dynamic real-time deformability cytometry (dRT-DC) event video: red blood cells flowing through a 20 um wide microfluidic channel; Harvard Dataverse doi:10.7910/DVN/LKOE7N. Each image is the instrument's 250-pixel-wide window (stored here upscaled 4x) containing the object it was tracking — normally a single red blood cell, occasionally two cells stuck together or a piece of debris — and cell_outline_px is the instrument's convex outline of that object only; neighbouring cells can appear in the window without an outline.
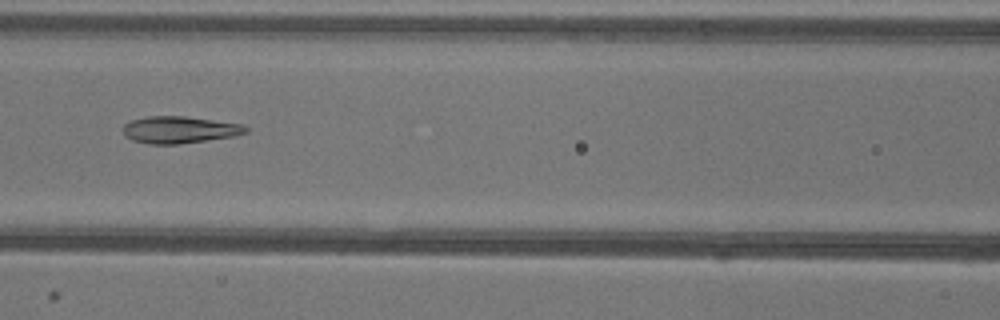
{"species": "common noctule bat (a hibernating species)", "species_latin": "Nyctalus noctula", "temperature_condition": "warm", "stored_images_in_passage": 51, "camera_frame_rate_fps": 3000, "um_per_image_px": 0.085, "animal": {"sex": "female"}, "frame": {"image": 1, "passage_image": 22, "time_ms": 7.0, "image_size_px": [1000, 320], "cell_outline_px": [[248, 132], [236, 136], [180, 144], [148, 144], [132, 140], [124, 136], [124, 124], [132, 120], [148, 116], [184, 116], [244, 124], [248, 128]], "centroid_in_image_um": [15.29, 11.03], "position_along_channel_um": 151.3, "area_um2": 19.42}}
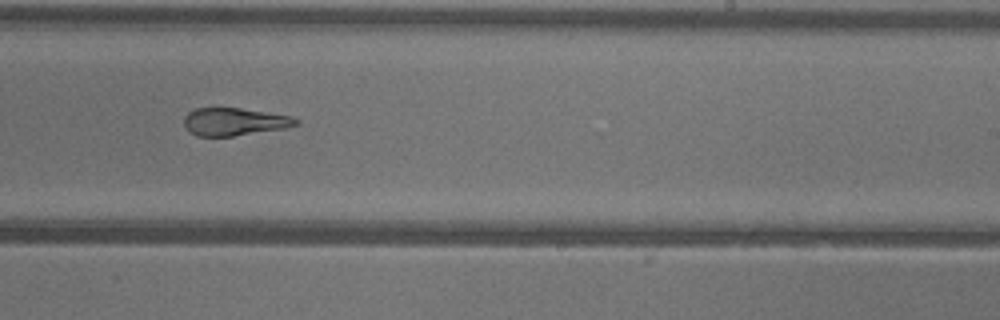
{"frame": {"image": 2, "passage_image": 31, "time_ms": 10.0, "image_size_px": [1000, 320], "cell_outline_px": [[300, 120], [296, 124], [284, 128], [232, 136], [196, 136], [188, 132], [184, 128], [184, 116], [188, 112], [196, 108], [240, 108], [292, 116]], "centroid_in_image_um": [19.86, 10.34], "position_along_channel_um": 269.1, "area_um2": 18.03}}
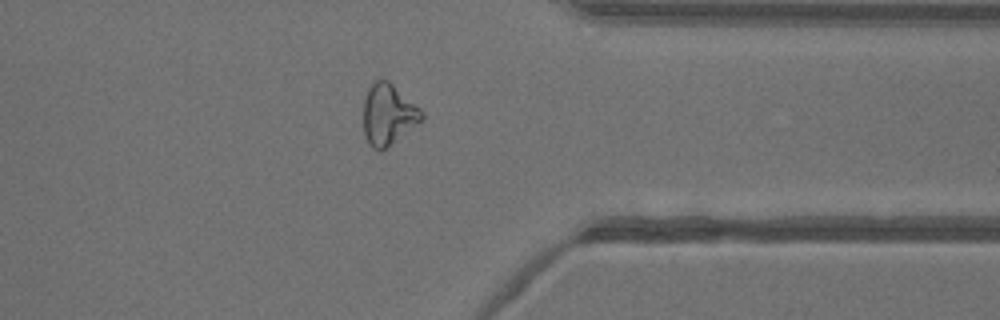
{"frame": {"image": 3, "passage_image": 40, "time_ms": 13.0, "image_size_px": [1000, 320], "cell_outline_px": [[424, 120], [380, 152], [372, 148], [368, 144], [364, 132], [364, 100], [368, 88], [376, 80], [388, 80], [420, 108], [424, 112]], "centroid_in_image_um": [33.01, 9.75], "position_along_channel_um": 378.4, "area_um2": 20.69}, "authors_computed_cell_mechanics": {"area_um2": 21.4438, "velocity_mm_per_s": 3.9333, "shape_relaxation_time_tau1_ms": null, "shape_relaxation_time_tau2_ms": 2.6617, "deformation_change_tau1": null, "deformation_change_tau2": 0.1067}}